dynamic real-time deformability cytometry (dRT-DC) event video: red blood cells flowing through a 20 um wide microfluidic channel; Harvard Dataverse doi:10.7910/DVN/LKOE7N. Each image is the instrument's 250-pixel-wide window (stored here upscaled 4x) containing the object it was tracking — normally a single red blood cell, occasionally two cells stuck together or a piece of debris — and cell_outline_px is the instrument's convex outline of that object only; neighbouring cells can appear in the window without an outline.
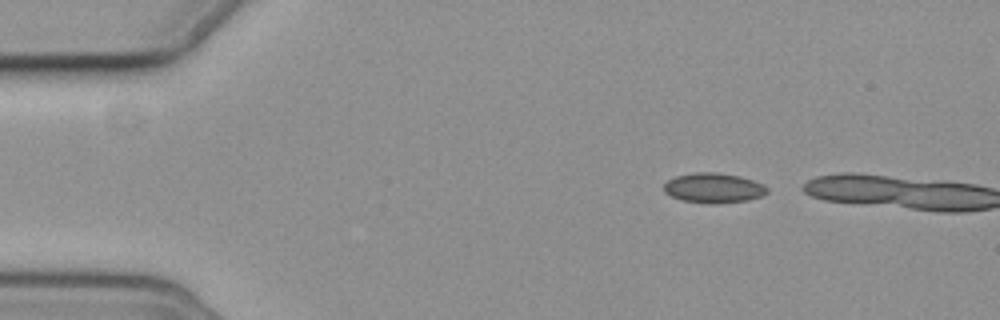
{"species": "common noctule bat (a hibernating species)", "species_latin": "Nyctalus noctula", "temperature_condition": "cold", "stored_images_in_passage": 2, "camera_frame_rate_fps": 3000, "um_per_image_px": 0.085, "animal": {"sex": "female", "body_mass_g": 19.3, "forearm_length_mm": 54.1}, "frame": {"image": 1, "passage_image": 1, "time_ms": 0.0, "image_size_px": [1000, 320], "cell_outline_px": [[768, 192], [760, 196], [748, 200], [716, 204], [712, 204], [684, 200], [672, 196], [664, 192], [664, 184], [668, 180], [676, 176], [692, 172], [720, 172], [740, 176], [764, 184], [768, 188]], "centroid_in_image_um": [60.67, 15.96], "position_along_channel_um": 24.3, "area_um2": 18.03}}